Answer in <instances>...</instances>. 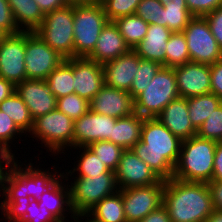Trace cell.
I'll return each instance as SVG.
<instances>
[{
  "label": "cell",
  "instance_id": "d6a6232c",
  "mask_svg": "<svg viewBox=\"0 0 222 222\" xmlns=\"http://www.w3.org/2000/svg\"><path fill=\"white\" fill-rule=\"evenodd\" d=\"M163 6V26L172 32H183L188 23L194 18L187 9L186 2L170 1Z\"/></svg>",
  "mask_w": 222,
  "mask_h": 222
},
{
  "label": "cell",
  "instance_id": "ffe728a7",
  "mask_svg": "<svg viewBox=\"0 0 222 222\" xmlns=\"http://www.w3.org/2000/svg\"><path fill=\"white\" fill-rule=\"evenodd\" d=\"M140 59L133 50H130L128 53L104 63L102 65L104 84L111 88L130 91Z\"/></svg>",
  "mask_w": 222,
  "mask_h": 222
},
{
  "label": "cell",
  "instance_id": "74e56055",
  "mask_svg": "<svg viewBox=\"0 0 222 222\" xmlns=\"http://www.w3.org/2000/svg\"><path fill=\"white\" fill-rule=\"evenodd\" d=\"M56 108L75 121L87 113L89 101L72 93L58 98Z\"/></svg>",
  "mask_w": 222,
  "mask_h": 222
},
{
  "label": "cell",
  "instance_id": "bcb514c9",
  "mask_svg": "<svg viewBox=\"0 0 222 222\" xmlns=\"http://www.w3.org/2000/svg\"><path fill=\"white\" fill-rule=\"evenodd\" d=\"M15 154L0 150V192L5 193V181L12 165L16 162ZM15 159V160H14ZM5 163V165H4ZM7 168V169H6Z\"/></svg>",
  "mask_w": 222,
  "mask_h": 222
},
{
  "label": "cell",
  "instance_id": "11a10c76",
  "mask_svg": "<svg viewBox=\"0 0 222 222\" xmlns=\"http://www.w3.org/2000/svg\"><path fill=\"white\" fill-rule=\"evenodd\" d=\"M82 217H87V218H85V222H99V221H97V220H95L94 218H88L89 217V214L88 213H79V214H76L75 215V217H74V221L75 222H81V220L80 221H78L79 220V218H81V219H84V218H82ZM87 219V220H86Z\"/></svg>",
  "mask_w": 222,
  "mask_h": 222
},
{
  "label": "cell",
  "instance_id": "d4e9b609",
  "mask_svg": "<svg viewBox=\"0 0 222 222\" xmlns=\"http://www.w3.org/2000/svg\"><path fill=\"white\" fill-rule=\"evenodd\" d=\"M146 117L138 113L116 119L111 142L124 150L131 149L141 139V130Z\"/></svg>",
  "mask_w": 222,
  "mask_h": 222
},
{
  "label": "cell",
  "instance_id": "f6af8a7d",
  "mask_svg": "<svg viewBox=\"0 0 222 222\" xmlns=\"http://www.w3.org/2000/svg\"><path fill=\"white\" fill-rule=\"evenodd\" d=\"M209 24L212 35L222 49V6L204 16Z\"/></svg>",
  "mask_w": 222,
  "mask_h": 222
},
{
  "label": "cell",
  "instance_id": "2e32d148",
  "mask_svg": "<svg viewBox=\"0 0 222 222\" xmlns=\"http://www.w3.org/2000/svg\"><path fill=\"white\" fill-rule=\"evenodd\" d=\"M180 97L189 98L211 92L210 65L188 62L174 68Z\"/></svg>",
  "mask_w": 222,
  "mask_h": 222
},
{
  "label": "cell",
  "instance_id": "ee69618b",
  "mask_svg": "<svg viewBox=\"0 0 222 222\" xmlns=\"http://www.w3.org/2000/svg\"><path fill=\"white\" fill-rule=\"evenodd\" d=\"M187 9L194 17H204L221 6V0H185Z\"/></svg>",
  "mask_w": 222,
  "mask_h": 222
},
{
  "label": "cell",
  "instance_id": "4316f807",
  "mask_svg": "<svg viewBox=\"0 0 222 222\" xmlns=\"http://www.w3.org/2000/svg\"><path fill=\"white\" fill-rule=\"evenodd\" d=\"M87 213L99 222H127L120 190L102 199Z\"/></svg>",
  "mask_w": 222,
  "mask_h": 222
},
{
  "label": "cell",
  "instance_id": "7c38bea8",
  "mask_svg": "<svg viewBox=\"0 0 222 222\" xmlns=\"http://www.w3.org/2000/svg\"><path fill=\"white\" fill-rule=\"evenodd\" d=\"M165 180L158 183L119 189L122 193L123 208L127 222H139L150 212L163 205Z\"/></svg>",
  "mask_w": 222,
  "mask_h": 222
},
{
  "label": "cell",
  "instance_id": "d6986e66",
  "mask_svg": "<svg viewBox=\"0 0 222 222\" xmlns=\"http://www.w3.org/2000/svg\"><path fill=\"white\" fill-rule=\"evenodd\" d=\"M73 75L75 93L87 101L105 85L102 64L87 57H73Z\"/></svg>",
  "mask_w": 222,
  "mask_h": 222
},
{
  "label": "cell",
  "instance_id": "5b68a950",
  "mask_svg": "<svg viewBox=\"0 0 222 222\" xmlns=\"http://www.w3.org/2000/svg\"><path fill=\"white\" fill-rule=\"evenodd\" d=\"M74 57H88L108 23L102 4L73 3Z\"/></svg>",
  "mask_w": 222,
  "mask_h": 222
},
{
  "label": "cell",
  "instance_id": "4fadbf2b",
  "mask_svg": "<svg viewBox=\"0 0 222 222\" xmlns=\"http://www.w3.org/2000/svg\"><path fill=\"white\" fill-rule=\"evenodd\" d=\"M25 31L7 34L0 42V77L14 86L27 79L25 69Z\"/></svg>",
  "mask_w": 222,
  "mask_h": 222
},
{
  "label": "cell",
  "instance_id": "e0dca14e",
  "mask_svg": "<svg viewBox=\"0 0 222 222\" xmlns=\"http://www.w3.org/2000/svg\"><path fill=\"white\" fill-rule=\"evenodd\" d=\"M15 91L26 104L33 120L56 109L57 98L45 80L25 79L15 86Z\"/></svg>",
  "mask_w": 222,
  "mask_h": 222
},
{
  "label": "cell",
  "instance_id": "836d02e7",
  "mask_svg": "<svg viewBox=\"0 0 222 222\" xmlns=\"http://www.w3.org/2000/svg\"><path fill=\"white\" fill-rule=\"evenodd\" d=\"M79 149L81 151V149L83 148V152H81L80 157H77L78 164H76L77 166H75V168L72 170H69L68 172H66V174L63 172L64 176H65V180H69L68 176L70 174V176H72L74 174V172L76 171L79 175H77V177H91V176H96V175H100L102 173H106L109 171V168L104 164V162H102L99 158L96 157V155L87 147V146H83V147H75L73 149ZM68 173V174H67ZM73 173V174H72Z\"/></svg>",
  "mask_w": 222,
  "mask_h": 222
},
{
  "label": "cell",
  "instance_id": "ac0fdd59",
  "mask_svg": "<svg viewBox=\"0 0 222 222\" xmlns=\"http://www.w3.org/2000/svg\"><path fill=\"white\" fill-rule=\"evenodd\" d=\"M89 109L98 114L122 118L135 112L134 99L129 91L104 85L89 101Z\"/></svg>",
  "mask_w": 222,
  "mask_h": 222
},
{
  "label": "cell",
  "instance_id": "ba28073f",
  "mask_svg": "<svg viewBox=\"0 0 222 222\" xmlns=\"http://www.w3.org/2000/svg\"><path fill=\"white\" fill-rule=\"evenodd\" d=\"M31 134L54 155L74 148V121L57 108L34 119Z\"/></svg>",
  "mask_w": 222,
  "mask_h": 222
},
{
  "label": "cell",
  "instance_id": "603a6c76",
  "mask_svg": "<svg viewBox=\"0 0 222 222\" xmlns=\"http://www.w3.org/2000/svg\"><path fill=\"white\" fill-rule=\"evenodd\" d=\"M173 32L158 24H149L144 39L132 49L141 59L155 61L165 66L167 41Z\"/></svg>",
  "mask_w": 222,
  "mask_h": 222
},
{
  "label": "cell",
  "instance_id": "44dd1931",
  "mask_svg": "<svg viewBox=\"0 0 222 222\" xmlns=\"http://www.w3.org/2000/svg\"><path fill=\"white\" fill-rule=\"evenodd\" d=\"M156 119L182 141L197 134V129L190 121L187 98L179 97L172 100Z\"/></svg>",
  "mask_w": 222,
  "mask_h": 222
},
{
  "label": "cell",
  "instance_id": "1f68e13d",
  "mask_svg": "<svg viewBox=\"0 0 222 222\" xmlns=\"http://www.w3.org/2000/svg\"><path fill=\"white\" fill-rule=\"evenodd\" d=\"M114 22L131 50L144 39L149 26L136 14L117 18Z\"/></svg>",
  "mask_w": 222,
  "mask_h": 222
},
{
  "label": "cell",
  "instance_id": "5bb4252c",
  "mask_svg": "<svg viewBox=\"0 0 222 222\" xmlns=\"http://www.w3.org/2000/svg\"><path fill=\"white\" fill-rule=\"evenodd\" d=\"M115 176L119 189L148 186L161 180L131 149L122 152Z\"/></svg>",
  "mask_w": 222,
  "mask_h": 222
},
{
  "label": "cell",
  "instance_id": "f35d334b",
  "mask_svg": "<svg viewBox=\"0 0 222 222\" xmlns=\"http://www.w3.org/2000/svg\"><path fill=\"white\" fill-rule=\"evenodd\" d=\"M141 0H101L100 3L109 21L117 18L133 15Z\"/></svg>",
  "mask_w": 222,
  "mask_h": 222
},
{
  "label": "cell",
  "instance_id": "8fae6325",
  "mask_svg": "<svg viewBox=\"0 0 222 222\" xmlns=\"http://www.w3.org/2000/svg\"><path fill=\"white\" fill-rule=\"evenodd\" d=\"M65 58L35 32L25 31V69L27 79L46 80Z\"/></svg>",
  "mask_w": 222,
  "mask_h": 222
},
{
  "label": "cell",
  "instance_id": "9f6ffc18",
  "mask_svg": "<svg viewBox=\"0 0 222 222\" xmlns=\"http://www.w3.org/2000/svg\"><path fill=\"white\" fill-rule=\"evenodd\" d=\"M70 3H93L96 0H68Z\"/></svg>",
  "mask_w": 222,
  "mask_h": 222
},
{
  "label": "cell",
  "instance_id": "680465c9",
  "mask_svg": "<svg viewBox=\"0 0 222 222\" xmlns=\"http://www.w3.org/2000/svg\"><path fill=\"white\" fill-rule=\"evenodd\" d=\"M6 35L7 34L3 30L0 29V42Z\"/></svg>",
  "mask_w": 222,
  "mask_h": 222
},
{
  "label": "cell",
  "instance_id": "60d3db41",
  "mask_svg": "<svg viewBox=\"0 0 222 222\" xmlns=\"http://www.w3.org/2000/svg\"><path fill=\"white\" fill-rule=\"evenodd\" d=\"M163 4L159 0H141L135 14L148 24L163 26Z\"/></svg>",
  "mask_w": 222,
  "mask_h": 222
},
{
  "label": "cell",
  "instance_id": "277c9868",
  "mask_svg": "<svg viewBox=\"0 0 222 222\" xmlns=\"http://www.w3.org/2000/svg\"><path fill=\"white\" fill-rule=\"evenodd\" d=\"M217 142L193 136L183 140L173 178L186 182L212 181Z\"/></svg>",
  "mask_w": 222,
  "mask_h": 222
},
{
  "label": "cell",
  "instance_id": "b9f144b4",
  "mask_svg": "<svg viewBox=\"0 0 222 222\" xmlns=\"http://www.w3.org/2000/svg\"><path fill=\"white\" fill-rule=\"evenodd\" d=\"M18 134L20 137L23 133L17 128L9 116L3 111H0V150L12 153L10 143L12 144V140H15L14 137L16 135L18 136Z\"/></svg>",
  "mask_w": 222,
  "mask_h": 222
},
{
  "label": "cell",
  "instance_id": "f546056e",
  "mask_svg": "<svg viewBox=\"0 0 222 222\" xmlns=\"http://www.w3.org/2000/svg\"><path fill=\"white\" fill-rule=\"evenodd\" d=\"M0 111L9 116L22 133L28 135L26 132L32 130L33 119L29 109L16 91L0 104Z\"/></svg>",
  "mask_w": 222,
  "mask_h": 222
},
{
  "label": "cell",
  "instance_id": "681fc988",
  "mask_svg": "<svg viewBox=\"0 0 222 222\" xmlns=\"http://www.w3.org/2000/svg\"><path fill=\"white\" fill-rule=\"evenodd\" d=\"M212 180L222 181V143L219 142L215 148Z\"/></svg>",
  "mask_w": 222,
  "mask_h": 222
},
{
  "label": "cell",
  "instance_id": "db71d44e",
  "mask_svg": "<svg viewBox=\"0 0 222 222\" xmlns=\"http://www.w3.org/2000/svg\"><path fill=\"white\" fill-rule=\"evenodd\" d=\"M206 222H222V212L214 210L213 213L206 219Z\"/></svg>",
  "mask_w": 222,
  "mask_h": 222
},
{
  "label": "cell",
  "instance_id": "30bf717a",
  "mask_svg": "<svg viewBox=\"0 0 222 222\" xmlns=\"http://www.w3.org/2000/svg\"><path fill=\"white\" fill-rule=\"evenodd\" d=\"M183 34L191 62L211 65L222 60V49L204 17H194L185 27Z\"/></svg>",
  "mask_w": 222,
  "mask_h": 222
},
{
  "label": "cell",
  "instance_id": "7bdbcfd3",
  "mask_svg": "<svg viewBox=\"0 0 222 222\" xmlns=\"http://www.w3.org/2000/svg\"><path fill=\"white\" fill-rule=\"evenodd\" d=\"M0 29L6 34L21 32L13 16V12L7 0H0Z\"/></svg>",
  "mask_w": 222,
  "mask_h": 222
},
{
  "label": "cell",
  "instance_id": "8992f818",
  "mask_svg": "<svg viewBox=\"0 0 222 222\" xmlns=\"http://www.w3.org/2000/svg\"><path fill=\"white\" fill-rule=\"evenodd\" d=\"M179 97L174 68L162 66L145 91L134 99L135 112L146 118H156Z\"/></svg>",
  "mask_w": 222,
  "mask_h": 222
},
{
  "label": "cell",
  "instance_id": "f5cc1de1",
  "mask_svg": "<svg viewBox=\"0 0 222 222\" xmlns=\"http://www.w3.org/2000/svg\"><path fill=\"white\" fill-rule=\"evenodd\" d=\"M14 92L15 86L11 82L0 77V104Z\"/></svg>",
  "mask_w": 222,
  "mask_h": 222
},
{
  "label": "cell",
  "instance_id": "52a82bcc",
  "mask_svg": "<svg viewBox=\"0 0 222 222\" xmlns=\"http://www.w3.org/2000/svg\"><path fill=\"white\" fill-rule=\"evenodd\" d=\"M73 3L45 14L34 31L65 59L74 57Z\"/></svg>",
  "mask_w": 222,
  "mask_h": 222
},
{
  "label": "cell",
  "instance_id": "7a4b0ae2",
  "mask_svg": "<svg viewBox=\"0 0 222 222\" xmlns=\"http://www.w3.org/2000/svg\"><path fill=\"white\" fill-rule=\"evenodd\" d=\"M163 206L171 222H206L214 207L210 189L204 182L165 180Z\"/></svg>",
  "mask_w": 222,
  "mask_h": 222
},
{
  "label": "cell",
  "instance_id": "6f0895ef",
  "mask_svg": "<svg viewBox=\"0 0 222 222\" xmlns=\"http://www.w3.org/2000/svg\"><path fill=\"white\" fill-rule=\"evenodd\" d=\"M163 5L167 4L170 1L173 2H186L185 0H159Z\"/></svg>",
  "mask_w": 222,
  "mask_h": 222
},
{
  "label": "cell",
  "instance_id": "c3c4849f",
  "mask_svg": "<svg viewBox=\"0 0 222 222\" xmlns=\"http://www.w3.org/2000/svg\"><path fill=\"white\" fill-rule=\"evenodd\" d=\"M207 184L210 189L214 210L222 212V181L212 180Z\"/></svg>",
  "mask_w": 222,
  "mask_h": 222
},
{
  "label": "cell",
  "instance_id": "9a60e30c",
  "mask_svg": "<svg viewBox=\"0 0 222 222\" xmlns=\"http://www.w3.org/2000/svg\"><path fill=\"white\" fill-rule=\"evenodd\" d=\"M116 118L98 114L90 109L74 121V148L96 141H110Z\"/></svg>",
  "mask_w": 222,
  "mask_h": 222
},
{
  "label": "cell",
  "instance_id": "3957f363",
  "mask_svg": "<svg viewBox=\"0 0 222 222\" xmlns=\"http://www.w3.org/2000/svg\"><path fill=\"white\" fill-rule=\"evenodd\" d=\"M17 163L18 161L12 165L5 181V199L0 203L3 217L20 203H25L29 199L39 200L40 196L63 175H58L57 170L52 173L39 167L36 169L32 163H28V167L25 165V168Z\"/></svg>",
  "mask_w": 222,
  "mask_h": 222
},
{
  "label": "cell",
  "instance_id": "cb8c5ba5",
  "mask_svg": "<svg viewBox=\"0 0 222 222\" xmlns=\"http://www.w3.org/2000/svg\"><path fill=\"white\" fill-rule=\"evenodd\" d=\"M61 178L64 180V175L60 176L59 180L40 196L38 206L47 208L59 222H65L67 216L64 212L70 210L69 214L72 213L70 216L73 219L75 214L71 205L70 188L68 184H66L67 186H65V183L63 185Z\"/></svg>",
  "mask_w": 222,
  "mask_h": 222
},
{
  "label": "cell",
  "instance_id": "8d00e7d4",
  "mask_svg": "<svg viewBox=\"0 0 222 222\" xmlns=\"http://www.w3.org/2000/svg\"><path fill=\"white\" fill-rule=\"evenodd\" d=\"M97 158L109 168L116 171L124 149L110 141H96L87 146Z\"/></svg>",
  "mask_w": 222,
  "mask_h": 222
},
{
  "label": "cell",
  "instance_id": "7dc6e473",
  "mask_svg": "<svg viewBox=\"0 0 222 222\" xmlns=\"http://www.w3.org/2000/svg\"><path fill=\"white\" fill-rule=\"evenodd\" d=\"M211 93L222 100V60L210 65Z\"/></svg>",
  "mask_w": 222,
  "mask_h": 222
},
{
  "label": "cell",
  "instance_id": "83f0119b",
  "mask_svg": "<svg viewBox=\"0 0 222 222\" xmlns=\"http://www.w3.org/2000/svg\"><path fill=\"white\" fill-rule=\"evenodd\" d=\"M73 75V58L65 59L46 78L50 91L58 99L75 93Z\"/></svg>",
  "mask_w": 222,
  "mask_h": 222
},
{
  "label": "cell",
  "instance_id": "6da1fadb",
  "mask_svg": "<svg viewBox=\"0 0 222 222\" xmlns=\"http://www.w3.org/2000/svg\"><path fill=\"white\" fill-rule=\"evenodd\" d=\"M182 140L172 134L158 119L145 118L141 139L131 150L163 180L173 177Z\"/></svg>",
  "mask_w": 222,
  "mask_h": 222
},
{
  "label": "cell",
  "instance_id": "484cf974",
  "mask_svg": "<svg viewBox=\"0 0 222 222\" xmlns=\"http://www.w3.org/2000/svg\"><path fill=\"white\" fill-rule=\"evenodd\" d=\"M14 19L21 31L34 32L41 24L45 14L35 0H7Z\"/></svg>",
  "mask_w": 222,
  "mask_h": 222
},
{
  "label": "cell",
  "instance_id": "e575fe53",
  "mask_svg": "<svg viewBox=\"0 0 222 222\" xmlns=\"http://www.w3.org/2000/svg\"><path fill=\"white\" fill-rule=\"evenodd\" d=\"M190 61L187 42L183 32H173L166 45L165 67L175 68Z\"/></svg>",
  "mask_w": 222,
  "mask_h": 222
},
{
  "label": "cell",
  "instance_id": "4dcf8cb0",
  "mask_svg": "<svg viewBox=\"0 0 222 222\" xmlns=\"http://www.w3.org/2000/svg\"><path fill=\"white\" fill-rule=\"evenodd\" d=\"M8 222H59L47 208L39 207L38 200L20 203L6 217Z\"/></svg>",
  "mask_w": 222,
  "mask_h": 222
},
{
  "label": "cell",
  "instance_id": "d590c367",
  "mask_svg": "<svg viewBox=\"0 0 222 222\" xmlns=\"http://www.w3.org/2000/svg\"><path fill=\"white\" fill-rule=\"evenodd\" d=\"M161 67L162 65L158 62L140 59L136 74L134 75L131 89L129 91L133 99L145 91L146 86H149L152 79Z\"/></svg>",
  "mask_w": 222,
  "mask_h": 222
},
{
  "label": "cell",
  "instance_id": "f907efd6",
  "mask_svg": "<svg viewBox=\"0 0 222 222\" xmlns=\"http://www.w3.org/2000/svg\"><path fill=\"white\" fill-rule=\"evenodd\" d=\"M41 11L46 14L70 4L68 0H35Z\"/></svg>",
  "mask_w": 222,
  "mask_h": 222
},
{
  "label": "cell",
  "instance_id": "ab89813d",
  "mask_svg": "<svg viewBox=\"0 0 222 222\" xmlns=\"http://www.w3.org/2000/svg\"><path fill=\"white\" fill-rule=\"evenodd\" d=\"M198 137L219 142L222 137V104L197 130Z\"/></svg>",
  "mask_w": 222,
  "mask_h": 222
},
{
  "label": "cell",
  "instance_id": "7402d4cb",
  "mask_svg": "<svg viewBox=\"0 0 222 222\" xmlns=\"http://www.w3.org/2000/svg\"><path fill=\"white\" fill-rule=\"evenodd\" d=\"M130 50L115 22L108 21L98 37L93 52L87 58L103 65Z\"/></svg>",
  "mask_w": 222,
  "mask_h": 222
},
{
  "label": "cell",
  "instance_id": "9c48e42d",
  "mask_svg": "<svg viewBox=\"0 0 222 222\" xmlns=\"http://www.w3.org/2000/svg\"><path fill=\"white\" fill-rule=\"evenodd\" d=\"M71 181L70 197L74 214L87 213L105 197L115 194L119 188L116 183L115 172L109 170L106 173L91 177H73Z\"/></svg>",
  "mask_w": 222,
  "mask_h": 222
},
{
  "label": "cell",
  "instance_id": "816d5d0a",
  "mask_svg": "<svg viewBox=\"0 0 222 222\" xmlns=\"http://www.w3.org/2000/svg\"><path fill=\"white\" fill-rule=\"evenodd\" d=\"M139 222H171L167 209L162 205L155 211L150 212Z\"/></svg>",
  "mask_w": 222,
  "mask_h": 222
},
{
  "label": "cell",
  "instance_id": "f1b7e54d",
  "mask_svg": "<svg viewBox=\"0 0 222 222\" xmlns=\"http://www.w3.org/2000/svg\"><path fill=\"white\" fill-rule=\"evenodd\" d=\"M189 117L192 125L198 130L222 100L213 93L187 98Z\"/></svg>",
  "mask_w": 222,
  "mask_h": 222
}]
</instances>
